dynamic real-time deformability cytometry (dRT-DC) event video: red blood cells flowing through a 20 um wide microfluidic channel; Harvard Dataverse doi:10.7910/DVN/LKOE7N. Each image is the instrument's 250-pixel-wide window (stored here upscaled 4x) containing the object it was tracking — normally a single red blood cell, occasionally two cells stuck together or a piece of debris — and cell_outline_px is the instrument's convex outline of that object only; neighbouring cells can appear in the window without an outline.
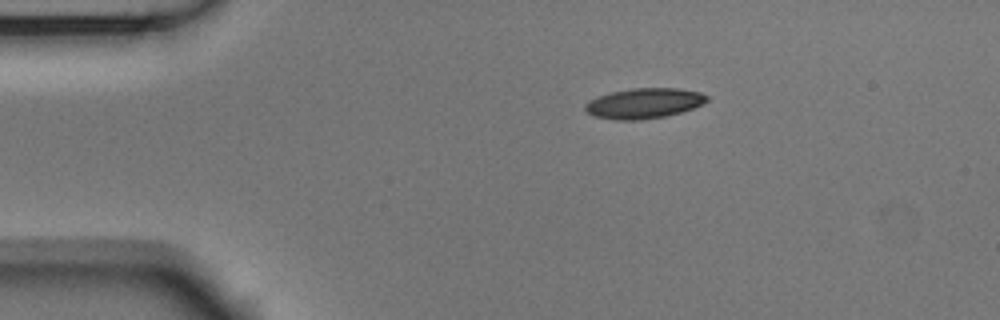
{"species": "Egyptian fruit bat (a non-hibernating species)", "species_latin": "Rousettus aegyptiacus", "temperature_condition": "room temperature", "stored_images_in_passage": 31, "camera_frame_rate_fps": 3000, "um_per_image_px": 0.085, "animal": {"sex": "male"}, "frame": {"image": 1, "passage_image": 1, "time_ms": 0.0, "image_size_px": [1000, 320], "cell_outline_px": [[708, 100], [692, 108], [680, 112], [664, 116], [640, 120], [616, 120], [596, 116], [588, 112], [584, 108], [584, 104], [600, 96], [612, 92], [632, 88], [676, 88], [700, 92], [708, 96]], "centroid_in_image_um": [54.75, 8.78], "position_along_channel_um": 30.3, "area_um2": 21.1}}
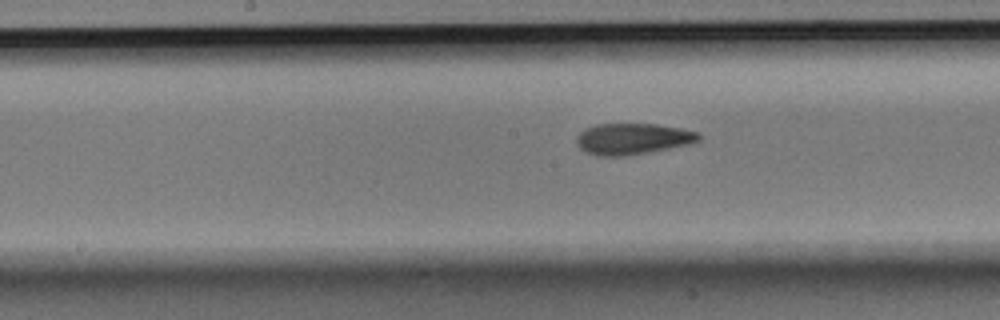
{"frame": {"image": 2, "passage_image": 18, "time_ms": 5.667, "image_size_px": [1000, 320], "cell_outline_px": [[700, 140], [692, 144], [624, 156], [600, 156], [588, 152], [580, 148], [576, 144], [576, 136], [580, 132], [596, 124], [656, 124], [680, 128], [700, 132]], "centroid_in_image_um": [53.8, 11.8], "position_along_channel_um": 194.4, "area_um2": 22.14}}
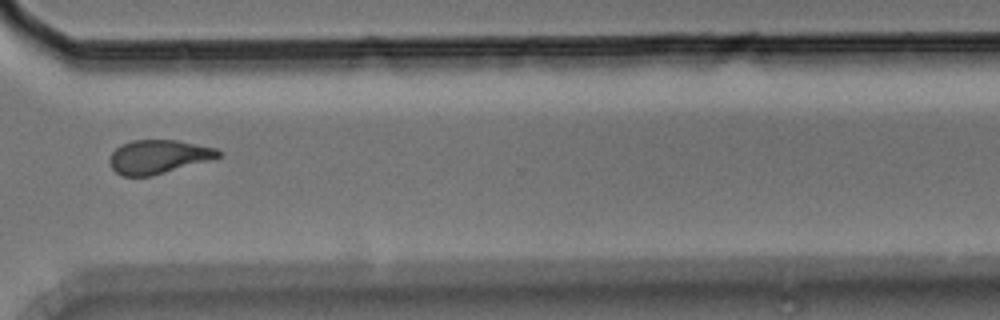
{"frame": {"image": 3, "passage_image": 31, "time_ms": 10.0, "image_size_px": [1000, 320], "cell_outline_px": [[220, 156], [208, 160], [152, 176], [124, 176], [116, 172], [112, 168], [108, 160], [112, 152], [120, 144], [132, 140], [176, 140], [216, 148], [220, 152]], "centroid_in_image_um": [13.4, 13.32], "position_along_channel_um": 357.2, "area_um2": 21.15}}